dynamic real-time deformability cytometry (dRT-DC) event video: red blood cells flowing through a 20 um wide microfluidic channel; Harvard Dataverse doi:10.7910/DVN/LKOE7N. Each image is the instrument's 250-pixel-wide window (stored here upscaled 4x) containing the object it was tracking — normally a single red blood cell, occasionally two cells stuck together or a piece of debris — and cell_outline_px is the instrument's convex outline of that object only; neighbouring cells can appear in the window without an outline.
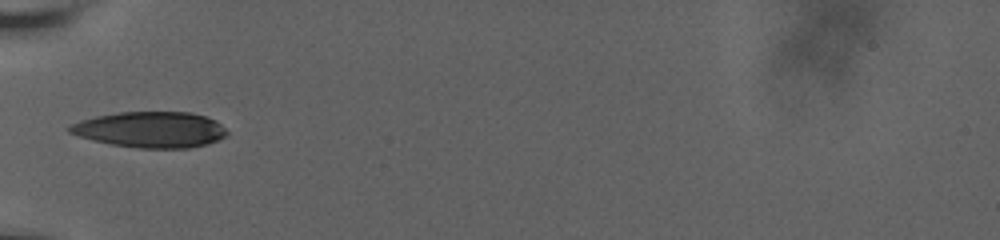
{"species": "human", "species_latin": "Homo sapiens", "temperature_condition": "room temperature", "stored_images_in_passage": 37, "camera_frame_rate_fps": 3000, "um_per_image_px": 0.085, "donor": {"sex": "male"}, "frame": {"image": 1, "passage_image": 1, "time_ms": 0.0, "image_size_px": [1000, 240], "cell_outline_px": [[228, 132], [224, 136], [208, 144], [188, 148], [136, 148], [112, 144], [92, 140], [68, 132], [68, 128], [72, 124], [80, 120], [96, 116], [120, 112], [188, 112], [204, 116], [216, 120]], "centroid_in_image_um": [12.79, 11.02], "position_along_channel_um": 72.2, "area_um2": 32.71}}
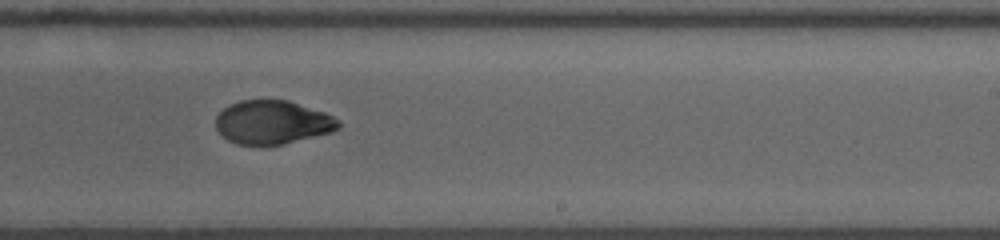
{"frame": {"image": 2, "passage_image": 17, "time_ms": 5.333, "image_size_px": [1000, 240], "cell_outline_px": [[340, 128], [332, 132], [284, 144], [236, 144], [228, 140], [216, 128], [216, 116], [228, 104], [240, 100], [288, 100], [324, 112], [340, 120]], "centroid_in_image_um": [23.17, 10.38], "position_along_channel_um": 265.8, "area_um2": 31.1}}
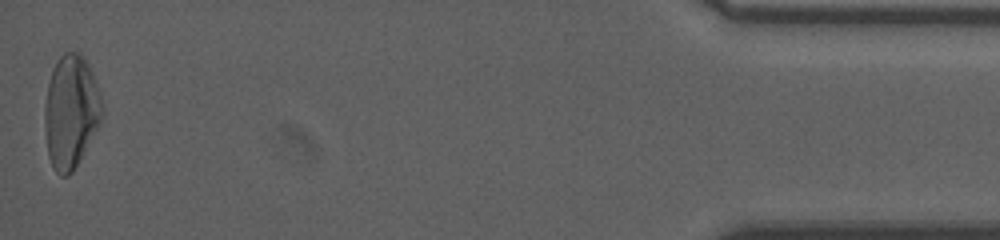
{"frame": {"image": 3, "passage_image": 37, "time_ms": 12.0, "image_size_px": [1000, 240], "cell_outline_px": [[104, 116], [72, 172], [68, 176], [60, 176], [52, 168], [48, 156], [44, 128], [44, 104], [48, 84], [52, 68], [60, 56], [64, 52], [80, 52], [84, 56], [92, 72], [100, 92], [104, 108]], "centroid_in_image_um": [6.02, 9.47], "position_along_channel_um": 429.2, "area_um2": 38.26}, "authors_computed_cell_mechanics": {"area_um2": 32.5992, "velocity_mm_per_s": 3.6684, "shape_relaxation_time_tau1_ms": 7.2077, "shape_relaxation_time_tau2_ms": 1.6706, "deformation_change_tau1": 0.2494, "deformation_change_tau2": 0.0427}}